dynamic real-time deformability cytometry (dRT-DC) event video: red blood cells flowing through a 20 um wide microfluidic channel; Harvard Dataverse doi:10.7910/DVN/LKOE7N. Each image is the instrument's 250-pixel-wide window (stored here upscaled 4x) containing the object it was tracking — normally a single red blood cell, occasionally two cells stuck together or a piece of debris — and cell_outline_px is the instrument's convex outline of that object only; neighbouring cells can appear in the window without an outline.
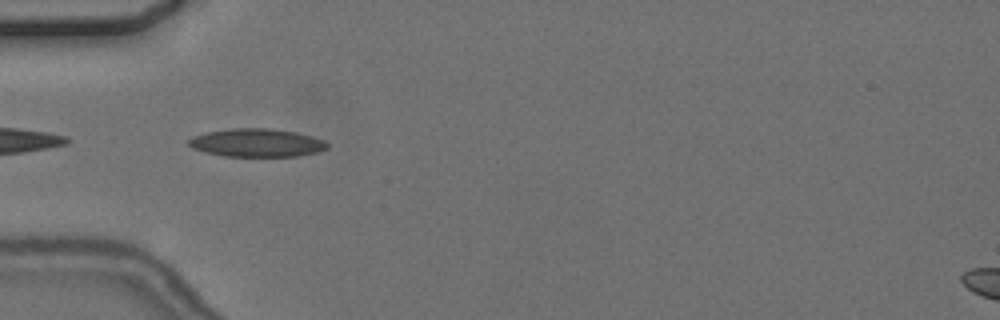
{"species": "common noctule bat (a hibernating species)", "species_latin": "Nyctalus noctula", "temperature_condition": "cold", "stored_images_in_passage": 11, "camera_frame_rate_fps": 3000, "um_per_image_px": 0.085, "animal": {"sex": "female", "body_mass_g": 24.6, "forearm_length_mm": 56.2}, "frame": {"image": 1, "passage_image": 2, "time_ms": 1.333, "image_size_px": [1000, 320], "cell_outline_px": [[328, 148], [316, 152], [296, 156], [224, 156], [204, 152], [192, 148], [188, 144], [188, 140], [192, 136], [208, 132], [232, 128], [272, 128], [296, 132], [312, 136], [324, 140], [328, 144]], "centroid_in_image_um": [21.81, 12.13], "position_along_channel_um": 63.2, "area_um2": 22.77}}
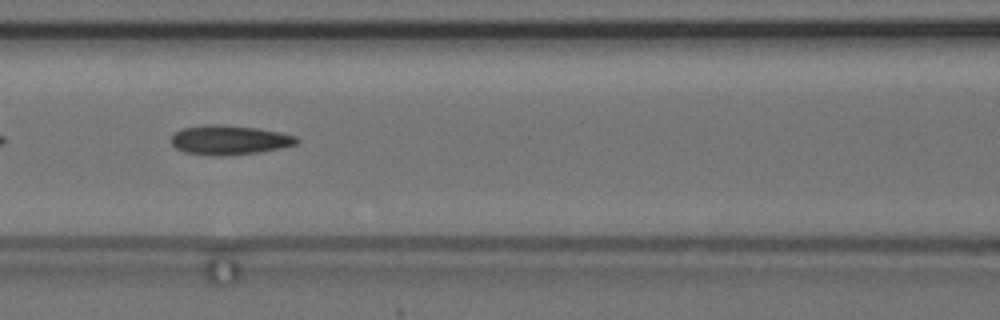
{"frame": {"image": 2, "passage_image": 4, "time_ms": 3.667, "image_size_px": [1000, 320], "cell_outline_px": [[300, 140], [296, 144], [280, 148], [260, 152], [224, 156], [216, 156], [184, 152], [176, 148], [172, 144], [172, 136], [176, 132], [184, 128], [208, 124], [216, 124], [256, 128], [280, 132], [296, 136]], "centroid_in_image_um": [19.51, 11.91], "position_along_channel_um": 147.1, "area_um2": 21.39}, "authors_computed_cell_mechanics": {"area_um2": 21.2126, "velocity_mm_per_s": 3.6411, "shape_relaxation_time_tau1_ms": 2.1078, "shape_relaxation_time_tau2_ms": null, "deformation_change_tau1": 0.1113, "deformation_change_tau2": null}}